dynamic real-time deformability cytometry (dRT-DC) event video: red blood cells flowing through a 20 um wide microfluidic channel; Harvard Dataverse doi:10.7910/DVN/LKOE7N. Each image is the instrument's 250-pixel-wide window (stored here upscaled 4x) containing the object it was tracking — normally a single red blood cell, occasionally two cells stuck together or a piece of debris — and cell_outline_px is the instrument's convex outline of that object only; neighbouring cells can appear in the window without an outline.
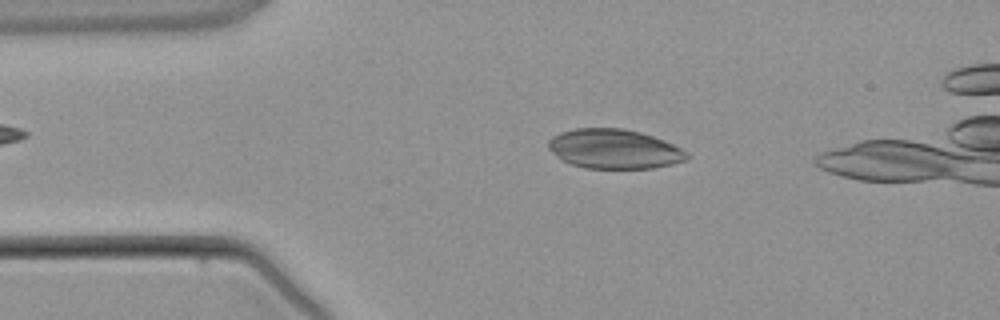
{"species": "common noctule bat (a hibernating species)", "species_latin": "Nyctalus noctula", "temperature_condition": "warm", "stored_images_in_passage": 3, "camera_frame_rate_fps": 3000, "um_per_image_px": 0.085, "animal": {"sex": "male", "body_mass_g": 21.5, "forearm_length_mm": 52.0}, "frame": {"image": 1, "passage_image": 2, "time_ms": 1.0, "image_size_px": [1000, 320], "cell_outline_px": [[692, 156], [688, 160], [672, 164], [652, 168], [588, 168], [572, 164], [556, 156], [548, 148], [548, 140], [552, 136], [560, 132], [576, 128], [624, 128], [640, 132], [664, 140], [688, 152]], "centroid_in_image_um": [52.23, 12.65], "position_along_channel_um": 32.8, "area_um2": 31.91}}